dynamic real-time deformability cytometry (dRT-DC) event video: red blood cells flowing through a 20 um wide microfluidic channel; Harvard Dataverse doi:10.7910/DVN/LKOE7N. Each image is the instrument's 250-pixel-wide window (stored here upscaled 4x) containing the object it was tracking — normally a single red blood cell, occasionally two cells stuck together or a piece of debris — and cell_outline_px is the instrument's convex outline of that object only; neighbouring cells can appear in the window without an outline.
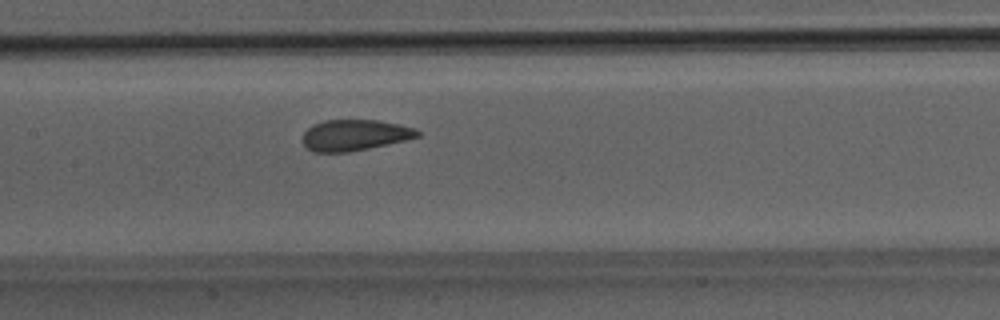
{"species": "Egyptian fruit bat (a non-hibernating species)", "species_latin": "Rousettus aegyptiacus", "temperature_condition": "room temperature", "stored_images_in_passage": 47, "camera_frame_rate_fps": 3000, "um_per_image_px": 0.085, "animal": {"sex": "male"}, "frame": {"image": 1, "passage_image": 21, "time_ms": 6.667, "image_size_px": [1000, 320], "cell_outline_px": [[420, 136], [388, 144], [348, 152], [312, 152], [304, 144], [304, 132], [312, 124], [324, 120], [376, 120], [400, 124], [416, 128], [420, 132]], "centroid_in_image_um": [30.16, 11.48], "position_along_channel_um": 177.2, "area_um2": 20.69}}
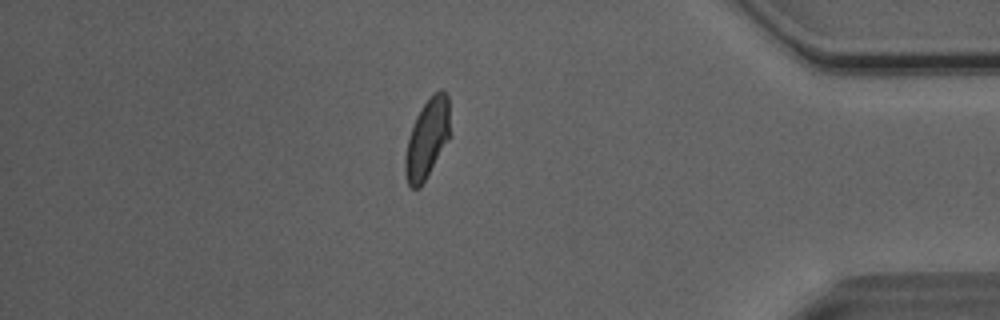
{"frame": {"image": 2, "passage_image": 40, "time_ms": 13.0, "image_size_px": [1000, 320], "cell_outline_px": [[452, 136], [420, 188], [412, 188], [408, 184], [404, 172], [404, 156], [408, 136], [416, 116], [432, 92], [440, 88], [444, 88], [448, 96]], "centroid_in_image_um": [36.34, 11.74], "position_along_channel_um": 398.9, "area_um2": 21.56}}
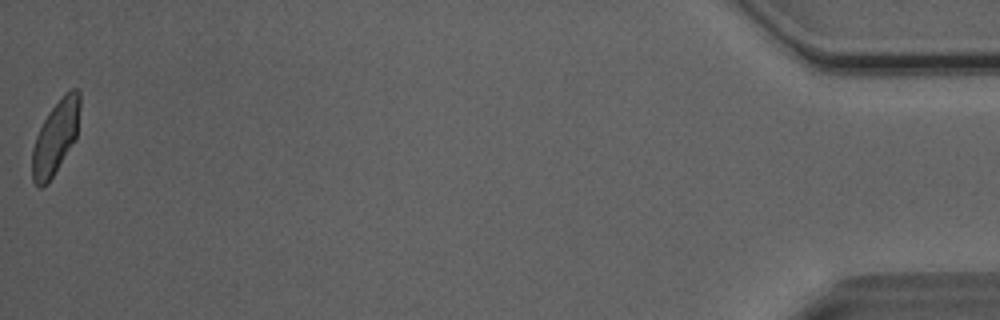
{"frame": {"image": 3, "passage_image": 47, "time_ms": 15.333, "image_size_px": [1000, 320], "cell_outline_px": [[80, 108], [76, 140], [48, 184], [40, 188], [32, 180], [32, 148], [36, 136], [48, 112], [64, 92], [72, 88], [76, 88], [80, 92]], "centroid_in_image_um": [4.73, 11.66], "position_along_channel_um": 430.5, "area_um2": 20.75}, "authors_computed_cell_mechanics": {"area_um2": 21.5016, "velocity_mm_per_s": 4.0504, "shape_relaxation_time_tau1_ms": 4.2197, "shape_relaxation_time_tau2_ms": 0.7142, "deformation_change_tau1": 0.1218, "deformation_change_tau2": 0.0638}}